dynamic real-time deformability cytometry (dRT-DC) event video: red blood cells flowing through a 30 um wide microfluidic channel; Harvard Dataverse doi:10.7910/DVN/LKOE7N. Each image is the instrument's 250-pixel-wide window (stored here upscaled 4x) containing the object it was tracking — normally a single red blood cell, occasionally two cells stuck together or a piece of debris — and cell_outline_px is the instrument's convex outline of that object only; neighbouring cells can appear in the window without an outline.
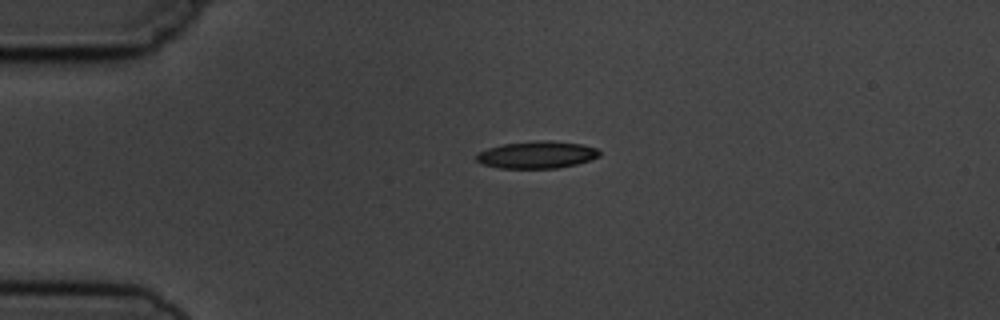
{"species": "common noctule bat (a hibernating species)", "species_latin": "Nyctalus noctula", "temperature_condition": "cold", "stored_images_in_passage": 3, "camera_frame_rate_fps": 3000, "um_per_image_px": 0.085, "animal": {"sex": "male", "body_mass_g": 19.5, "forearm_length_mm": 54.6}, "frame": {"image": 1, "passage_image": 1, "time_ms": 0.0, "image_size_px": [1000, 320], "cell_outline_px": [[600, 156], [576, 164], [556, 168], [500, 168], [480, 164], [476, 160], [476, 156], [480, 152], [488, 148], [504, 144], [544, 140], [548, 140], [580, 144], [596, 148], [600, 152]], "centroid_in_image_um": [45.62, 13.16], "position_along_channel_um": 39.4, "area_um2": 19.25}}
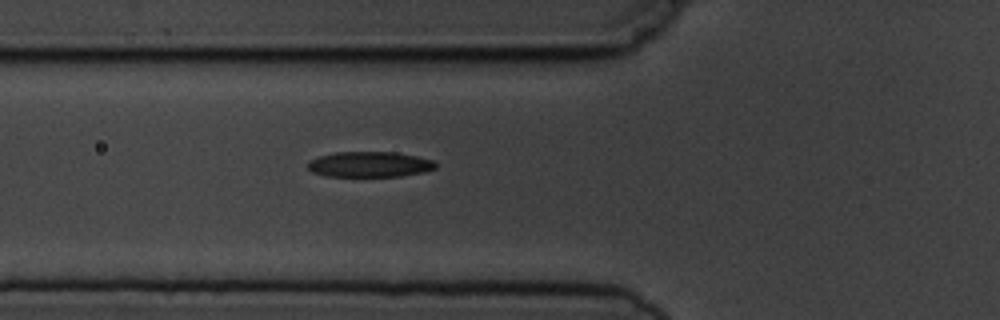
{"frame": {"image": 2, "passage_image": 3, "time_ms": 2.333, "image_size_px": [1000, 320], "cell_outline_px": [[436, 168], [424, 172], [400, 176], [328, 176], [312, 172], [308, 168], [308, 160], [320, 156], [336, 152], [392, 152], [416, 156], [432, 160], [436, 164]], "centroid_in_image_um": [31.4, 13.97], "position_along_channel_um": 94.4, "area_um2": 18.84}}